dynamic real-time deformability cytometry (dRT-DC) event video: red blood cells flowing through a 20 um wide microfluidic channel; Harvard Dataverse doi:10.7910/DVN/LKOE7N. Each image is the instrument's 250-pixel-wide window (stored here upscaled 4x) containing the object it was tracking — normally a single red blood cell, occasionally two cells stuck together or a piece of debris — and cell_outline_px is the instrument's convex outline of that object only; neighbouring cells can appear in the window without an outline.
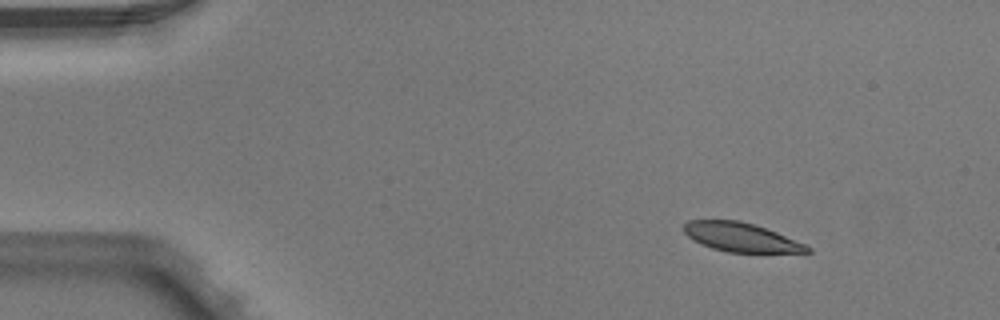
{"species": "Egyptian fruit bat (a non-hibernating species)", "species_latin": "Rousettus aegyptiacus", "temperature_condition": "warm", "stored_images_in_passage": 4, "camera_frame_rate_fps": 3000, "um_per_image_px": 0.085, "animal": {"sex": "male"}, "frame": {"image": 1, "passage_image": 2, "time_ms": 0.333, "image_size_px": [1000, 320], "cell_outline_px": [[812, 252], [728, 252], [712, 248], [700, 244], [692, 240], [684, 232], [684, 224], [688, 220], [740, 220], [776, 232], [804, 244], [812, 248]], "centroid_in_image_um": [62.94, 20.16], "position_along_channel_um": 22.1, "area_um2": 20.58}}